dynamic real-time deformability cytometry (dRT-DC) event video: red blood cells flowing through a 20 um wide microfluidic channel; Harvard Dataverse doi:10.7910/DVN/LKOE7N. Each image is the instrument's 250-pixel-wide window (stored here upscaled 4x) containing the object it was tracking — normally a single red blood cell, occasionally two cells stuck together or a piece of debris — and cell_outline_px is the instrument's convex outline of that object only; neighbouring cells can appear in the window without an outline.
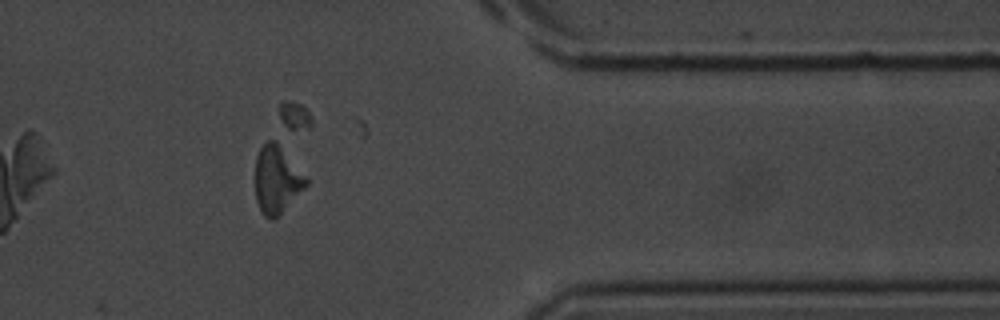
{"species": "common noctule bat (a hibernating species)", "species_latin": "Nyctalus noctula", "temperature_condition": "room temperature", "stored_images_in_passage": 27, "camera_frame_rate_fps": 3000, "um_per_image_px": 0.085, "animal": {"sex": "male", "body_mass_g": 20.1, "forearm_length_mm": 53.5}, "frame": {"image": 1, "passage_image": 22, "time_ms": 7.0, "image_size_px": [1000, 320], "cell_outline_px": [[308, 184], [280, 216], [276, 220], [272, 220], [264, 216], [260, 212], [256, 200], [256, 156], [260, 148], [268, 140], [276, 136], [308, 176]], "centroid_in_image_um": [23.57, 15.22], "position_along_channel_um": 387.8, "area_um2": 21.1}}